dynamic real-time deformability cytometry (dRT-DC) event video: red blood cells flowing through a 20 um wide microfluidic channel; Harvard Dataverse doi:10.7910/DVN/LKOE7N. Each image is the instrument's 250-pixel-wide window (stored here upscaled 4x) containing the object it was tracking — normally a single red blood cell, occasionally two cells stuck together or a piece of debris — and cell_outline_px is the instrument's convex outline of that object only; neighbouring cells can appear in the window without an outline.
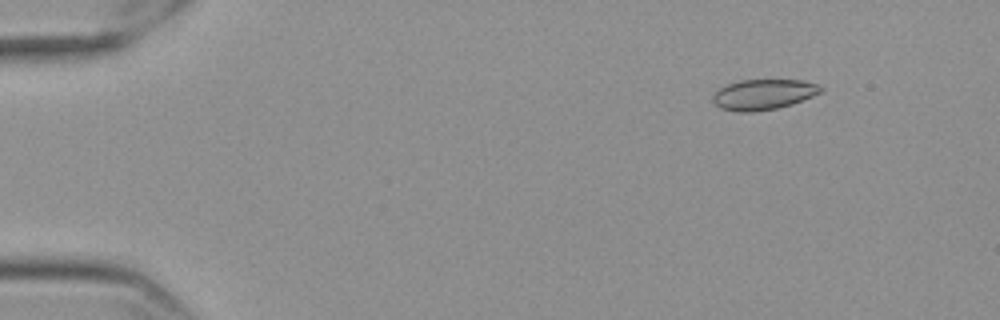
{"species": "Egyptian fruit bat (a non-hibernating species)", "species_latin": "Rousettus aegyptiacus", "temperature_condition": "cold", "stored_images_in_passage": 51, "camera_frame_rate_fps": 3000, "um_per_image_px": 0.085, "frame": {"image": 1, "passage_image": 1, "time_ms": 0.0, "image_size_px": [1000, 320], "cell_outline_px": [[824, 88], [820, 92], [812, 96], [792, 104], [776, 108], [752, 112], [736, 112], [720, 108], [712, 100], [712, 96], [720, 88], [728, 84], [740, 80], [800, 80], [816, 84]], "centroid_in_image_um": [64.86, 8.03], "position_along_channel_um": 20.1, "area_um2": 18.96}}
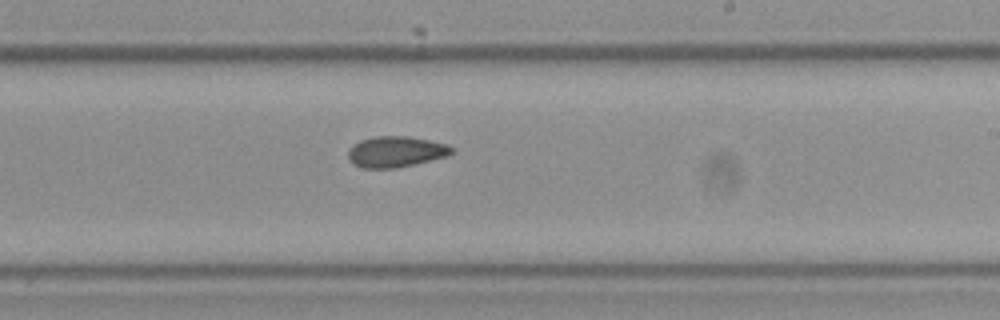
{"frame": {"image": 2, "passage_image": 29, "time_ms": 9.333, "image_size_px": [1000, 320], "cell_outline_px": [[456, 152], [448, 156], [396, 168], [364, 168], [352, 164], [348, 156], [348, 148], [352, 144], [360, 140], [376, 136], [408, 136], [448, 144], [456, 148]], "centroid_in_image_um": [33.66, 12.89], "position_along_channel_um": 255.3, "area_um2": 18.9}}
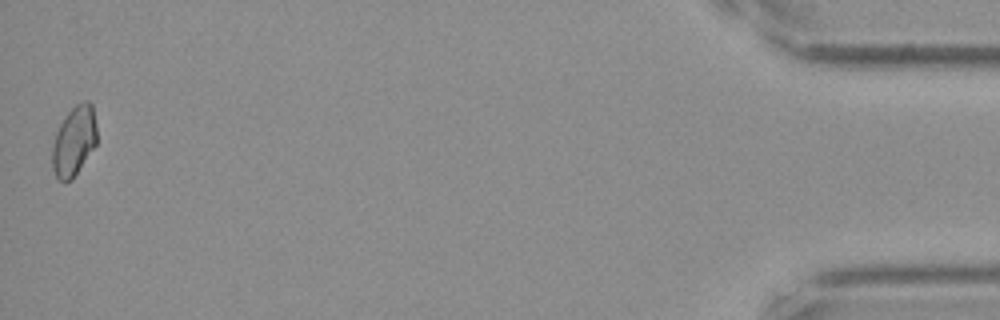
{"frame": {"image": 3, "passage_image": 51, "time_ms": 16.667, "image_size_px": [1000, 320], "cell_outline_px": [[96, 144], [72, 180], [64, 184], [56, 176], [52, 168], [52, 148], [56, 132], [60, 124], [68, 112], [76, 104], [84, 100], [88, 100], [92, 104], [96, 124]], "centroid_in_image_um": [6.29, 12.0], "position_along_channel_um": 428.9, "area_um2": 18.15}, "authors_computed_cell_mechanics": {"area_um2": 18.496, "velocity_mm_per_s": 3.5663, "shape_relaxation_time_tau1_ms": null, "shape_relaxation_time_tau2_ms": 2.7496, "deformation_change_tau1": null, "deformation_change_tau2": 0.0709}}